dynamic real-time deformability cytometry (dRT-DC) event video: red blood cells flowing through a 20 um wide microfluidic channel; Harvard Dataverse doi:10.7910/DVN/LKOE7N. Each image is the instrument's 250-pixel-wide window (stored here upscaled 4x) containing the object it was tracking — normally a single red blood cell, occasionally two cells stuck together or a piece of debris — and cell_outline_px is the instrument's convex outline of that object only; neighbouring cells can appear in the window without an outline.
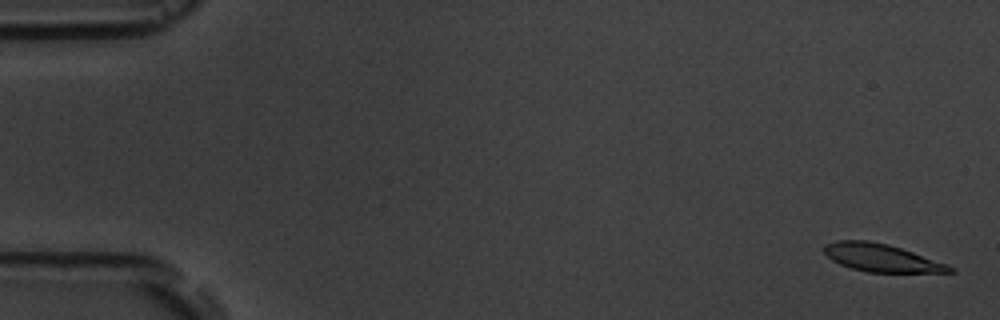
{"species": "common noctule bat (a hibernating species)", "species_latin": "Nyctalus noctula", "temperature_condition": "room temperature", "stored_images_in_passage": 7, "camera_frame_rate_fps": 3000, "um_per_image_px": 0.085, "animal": {"sex": "male", "body_mass_g": 19.5, "forearm_length_mm": 54.6}, "frame": {"image": 1, "passage_image": 1, "time_ms": 0.0, "image_size_px": [1000, 320], "cell_outline_px": [[956, 272], [868, 272], [852, 268], [840, 264], [832, 260], [824, 252], [824, 244], [836, 240], [868, 240], [888, 244], [948, 264], [956, 268]], "centroid_in_image_um": [74.92, 21.91], "position_along_channel_um": 10.1, "area_um2": 20.23}}
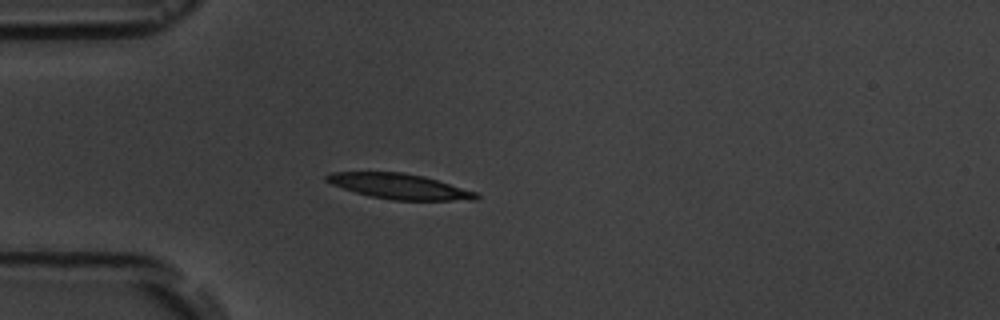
{"frame": {"image": 2, "passage_image": 5, "time_ms": 4.667, "image_size_px": [1000, 320], "cell_outline_px": [[480, 196], [476, 200], [392, 200], [372, 196], [356, 192], [332, 184], [324, 180], [324, 176], [332, 172], [404, 172], [424, 176], [476, 192]], "centroid_in_image_um": [33.95, 15.83], "position_along_channel_um": 51.1, "area_um2": 21.85}}
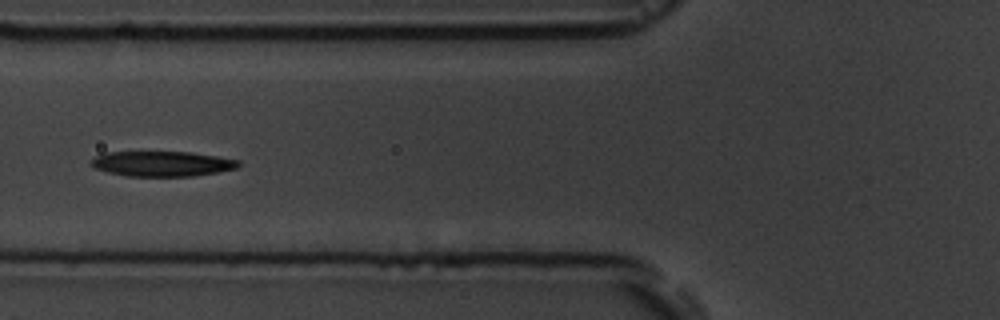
{"frame": {"image": 3, "passage_image": 7, "time_ms": 6.667, "image_size_px": [1000, 320], "cell_outline_px": [[240, 164], [236, 168], [216, 172], [192, 176], [128, 176], [108, 172], [96, 168], [88, 164], [92, 156], [104, 152], [192, 152], [240, 160]], "centroid_in_image_um": [13.72, 13.91], "position_along_channel_um": 112.1, "area_um2": 21.68}}